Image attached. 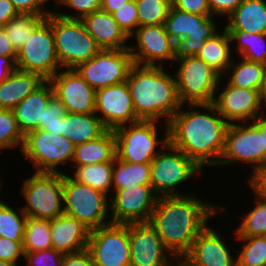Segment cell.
<instances>
[{
    "label": "cell",
    "instance_id": "cell-1",
    "mask_svg": "<svg viewBox=\"0 0 266 266\" xmlns=\"http://www.w3.org/2000/svg\"><path fill=\"white\" fill-rule=\"evenodd\" d=\"M197 195L187 193L159 196L149 220L165 247L176 259L183 258L188 253L210 218L225 213L223 206L219 207L215 202H204Z\"/></svg>",
    "mask_w": 266,
    "mask_h": 266
},
{
    "label": "cell",
    "instance_id": "cell-2",
    "mask_svg": "<svg viewBox=\"0 0 266 266\" xmlns=\"http://www.w3.org/2000/svg\"><path fill=\"white\" fill-rule=\"evenodd\" d=\"M182 107L184 105L168 123L169 143L185 153L201 169L205 166L217 167L225 148L229 123L213 103L187 104L185 109L189 108L188 111Z\"/></svg>",
    "mask_w": 266,
    "mask_h": 266
},
{
    "label": "cell",
    "instance_id": "cell-3",
    "mask_svg": "<svg viewBox=\"0 0 266 266\" xmlns=\"http://www.w3.org/2000/svg\"><path fill=\"white\" fill-rule=\"evenodd\" d=\"M163 66L133 64L128 72V85L136 116L144 121H158L168 125L182 106L174 73Z\"/></svg>",
    "mask_w": 266,
    "mask_h": 266
},
{
    "label": "cell",
    "instance_id": "cell-4",
    "mask_svg": "<svg viewBox=\"0 0 266 266\" xmlns=\"http://www.w3.org/2000/svg\"><path fill=\"white\" fill-rule=\"evenodd\" d=\"M213 16H201L181 11L173 5L163 26L174 42V61L195 56L207 39L218 33Z\"/></svg>",
    "mask_w": 266,
    "mask_h": 266
},
{
    "label": "cell",
    "instance_id": "cell-5",
    "mask_svg": "<svg viewBox=\"0 0 266 266\" xmlns=\"http://www.w3.org/2000/svg\"><path fill=\"white\" fill-rule=\"evenodd\" d=\"M46 20L52 27L55 50L62 69H75L101 50L82 20L63 18L54 11Z\"/></svg>",
    "mask_w": 266,
    "mask_h": 266
},
{
    "label": "cell",
    "instance_id": "cell-6",
    "mask_svg": "<svg viewBox=\"0 0 266 266\" xmlns=\"http://www.w3.org/2000/svg\"><path fill=\"white\" fill-rule=\"evenodd\" d=\"M158 122L141 120L114 130L116 157L128 163H151L169 143L168 125H163L164 136L159 138Z\"/></svg>",
    "mask_w": 266,
    "mask_h": 266
},
{
    "label": "cell",
    "instance_id": "cell-7",
    "mask_svg": "<svg viewBox=\"0 0 266 266\" xmlns=\"http://www.w3.org/2000/svg\"><path fill=\"white\" fill-rule=\"evenodd\" d=\"M21 185L27 217L51 220L64 214L63 173L34 172Z\"/></svg>",
    "mask_w": 266,
    "mask_h": 266
},
{
    "label": "cell",
    "instance_id": "cell-8",
    "mask_svg": "<svg viewBox=\"0 0 266 266\" xmlns=\"http://www.w3.org/2000/svg\"><path fill=\"white\" fill-rule=\"evenodd\" d=\"M63 199L64 213L75 217L90 231L112 223L109 196L74 181L67 172L63 173Z\"/></svg>",
    "mask_w": 266,
    "mask_h": 266
},
{
    "label": "cell",
    "instance_id": "cell-9",
    "mask_svg": "<svg viewBox=\"0 0 266 266\" xmlns=\"http://www.w3.org/2000/svg\"><path fill=\"white\" fill-rule=\"evenodd\" d=\"M74 154L75 145L67 137L43 129L28 132L21 149V155L34 165V172L63 173L59 166L72 164Z\"/></svg>",
    "mask_w": 266,
    "mask_h": 266
},
{
    "label": "cell",
    "instance_id": "cell-10",
    "mask_svg": "<svg viewBox=\"0 0 266 266\" xmlns=\"http://www.w3.org/2000/svg\"><path fill=\"white\" fill-rule=\"evenodd\" d=\"M150 181L158 196L185 195L177 190L203 172L192 159L168 143L150 163Z\"/></svg>",
    "mask_w": 266,
    "mask_h": 266
},
{
    "label": "cell",
    "instance_id": "cell-11",
    "mask_svg": "<svg viewBox=\"0 0 266 266\" xmlns=\"http://www.w3.org/2000/svg\"><path fill=\"white\" fill-rule=\"evenodd\" d=\"M178 63L174 76L181 104L213 103L221 75L196 55Z\"/></svg>",
    "mask_w": 266,
    "mask_h": 266
},
{
    "label": "cell",
    "instance_id": "cell-12",
    "mask_svg": "<svg viewBox=\"0 0 266 266\" xmlns=\"http://www.w3.org/2000/svg\"><path fill=\"white\" fill-rule=\"evenodd\" d=\"M16 69L39 74L50 80L62 70L51 24L45 19L17 52Z\"/></svg>",
    "mask_w": 266,
    "mask_h": 266
},
{
    "label": "cell",
    "instance_id": "cell-13",
    "mask_svg": "<svg viewBox=\"0 0 266 266\" xmlns=\"http://www.w3.org/2000/svg\"><path fill=\"white\" fill-rule=\"evenodd\" d=\"M128 49H103L75 70L95 90L126 82L133 65Z\"/></svg>",
    "mask_w": 266,
    "mask_h": 266
},
{
    "label": "cell",
    "instance_id": "cell-14",
    "mask_svg": "<svg viewBox=\"0 0 266 266\" xmlns=\"http://www.w3.org/2000/svg\"><path fill=\"white\" fill-rule=\"evenodd\" d=\"M241 162L252 165L251 172L264 164L263 134L251 122L228 125L225 148L218 166Z\"/></svg>",
    "mask_w": 266,
    "mask_h": 266
},
{
    "label": "cell",
    "instance_id": "cell-15",
    "mask_svg": "<svg viewBox=\"0 0 266 266\" xmlns=\"http://www.w3.org/2000/svg\"><path fill=\"white\" fill-rule=\"evenodd\" d=\"M87 249L95 266H130L129 224L91 230Z\"/></svg>",
    "mask_w": 266,
    "mask_h": 266
},
{
    "label": "cell",
    "instance_id": "cell-16",
    "mask_svg": "<svg viewBox=\"0 0 266 266\" xmlns=\"http://www.w3.org/2000/svg\"><path fill=\"white\" fill-rule=\"evenodd\" d=\"M110 197V220L116 224L149 222L158 195L151 185L116 190Z\"/></svg>",
    "mask_w": 266,
    "mask_h": 266
},
{
    "label": "cell",
    "instance_id": "cell-17",
    "mask_svg": "<svg viewBox=\"0 0 266 266\" xmlns=\"http://www.w3.org/2000/svg\"><path fill=\"white\" fill-rule=\"evenodd\" d=\"M219 84L226 86L221 92L216 91L213 104L229 124L252 122L264 112L260 90L233 86L223 76Z\"/></svg>",
    "mask_w": 266,
    "mask_h": 266
},
{
    "label": "cell",
    "instance_id": "cell-18",
    "mask_svg": "<svg viewBox=\"0 0 266 266\" xmlns=\"http://www.w3.org/2000/svg\"><path fill=\"white\" fill-rule=\"evenodd\" d=\"M95 114L107 130H116L120 126L141 121L136 116L126 82L96 90Z\"/></svg>",
    "mask_w": 266,
    "mask_h": 266
},
{
    "label": "cell",
    "instance_id": "cell-19",
    "mask_svg": "<svg viewBox=\"0 0 266 266\" xmlns=\"http://www.w3.org/2000/svg\"><path fill=\"white\" fill-rule=\"evenodd\" d=\"M132 37L136 44L129 46V50L134 64L165 67L166 61H174V42L163 24L138 26L131 40Z\"/></svg>",
    "mask_w": 266,
    "mask_h": 266
},
{
    "label": "cell",
    "instance_id": "cell-20",
    "mask_svg": "<svg viewBox=\"0 0 266 266\" xmlns=\"http://www.w3.org/2000/svg\"><path fill=\"white\" fill-rule=\"evenodd\" d=\"M130 266H170L175 257L149 222L129 224Z\"/></svg>",
    "mask_w": 266,
    "mask_h": 266
},
{
    "label": "cell",
    "instance_id": "cell-21",
    "mask_svg": "<svg viewBox=\"0 0 266 266\" xmlns=\"http://www.w3.org/2000/svg\"><path fill=\"white\" fill-rule=\"evenodd\" d=\"M49 81L68 113H95L96 90L75 69H62Z\"/></svg>",
    "mask_w": 266,
    "mask_h": 266
},
{
    "label": "cell",
    "instance_id": "cell-22",
    "mask_svg": "<svg viewBox=\"0 0 266 266\" xmlns=\"http://www.w3.org/2000/svg\"><path fill=\"white\" fill-rule=\"evenodd\" d=\"M214 228L207 225L183 257L190 266H237L236 255L231 254V246Z\"/></svg>",
    "mask_w": 266,
    "mask_h": 266
},
{
    "label": "cell",
    "instance_id": "cell-23",
    "mask_svg": "<svg viewBox=\"0 0 266 266\" xmlns=\"http://www.w3.org/2000/svg\"><path fill=\"white\" fill-rule=\"evenodd\" d=\"M49 222L52 248L56 251L69 254L87 248L90 230L75 217L64 213Z\"/></svg>",
    "mask_w": 266,
    "mask_h": 266
},
{
    "label": "cell",
    "instance_id": "cell-24",
    "mask_svg": "<svg viewBox=\"0 0 266 266\" xmlns=\"http://www.w3.org/2000/svg\"><path fill=\"white\" fill-rule=\"evenodd\" d=\"M53 95L51 82L45 80L13 108L18 127L24 136L32 130L43 129L44 110Z\"/></svg>",
    "mask_w": 266,
    "mask_h": 266
},
{
    "label": "cell",
    "instance_id": "cell-25",
    "mask_svg": "<svg viewBox=\"0 0 266 266\" xmlns=\"http://www.w3.org/2000/svg\"><path fill=\"white\" fill-rule=\"evenodd\" d=\"M88 33L103 49H128L130 38L119 27L113 14L98 10L82 19Z\"/></svg>",
    "mask_w": 266,
    "mask_h": 266
},
{
    "label": "cell",
    "instance_id": "cell-26",
    "mask_svg": "<svg viewBox=\"0 0 266 266\" xmlns=\"http://www.w3.org/2000/svg\"><path fill=\"white\" fill-rule=\"evenodd\" d=\"M227 19V31L266 34V1L243 0Z\"/></svg>",
    "mask_w": 266,
    "mask_h": 266
},
{
    "label": "cell",
    "instance_id": "cell-27",
    "mask_svg": "<svg viewBox=\"0 0 266 266\" xmlns=\"http://www.w3.org/2000/svg\"><path fill=\"white\" fill-rule=\"evenodd\" d=\"M44 81L39 74L15 69L0 83V108L13 110Z\"/></svg>",
    "mask_w": 266,
    "mask_h": 266
},
{
    "label": "cell",
    "instance_id": "cell-28",
    "mask_svg": "<svg viewBox=\"0 0 266 266\" xmlns=\"http://www.w3.org/2000/svg\"><path fill=\"white\" fill-rule=\"evenodd\" d=\"M116 157L114 130H106L100 137L75 146L73 166L113 162Z\"/></svg>",
    "mask_w": 266,
    "mask_h": 266
},
{
    "label": "cell",
    "instance_id": "cell-29",
    "mask_svg": "<svg viewBox=\"0 0 266 266\" xmlns=\"http://www.w3.org/2000/svg\"><path fill=\"white\" fill-rule=\"evenodd\" d=\"M106 127L95 113H66L63 117V136L75 146L100 137Z\"/></svg>",
    "mask_w": 266,
    "mask_h": 266
},
{
    "label": "cell",
    "instance_id": "cell-30",
    "mask_svg": "<svg viewBox=\"0 0 266 266\" xmlns=\"http://www.w3.org/2000/svg\"><path fill=\"white\" fill-rule=\"evenodd\" d=\"M220 31L221 29L212 38L205 41L196 56L223 76L233 59V49H231L233 43H231L230 36L225 28L221 33Z\"/></svg>",
    "mask_w": 266,
    "mask_h": 266
},
{
    "label": "cell",
    "instance_id": "cell-31",
    "mask_svg": "<svg viewBox=\"0 0 266 266\" xmlns=\"http://www.w3.org/2000/svg\"><path fill=\"white\" fill-rule=\"evenodd\" d=\"M240 60H232L223 77L233 86L261 91L266 77V65L244 58Z\"/></svg>",
    "mask_w": 266,
    "mask_h": 266
},
{
    "label": "cell",
    "instance_id": "cell-32",
    "mask_svg": "<svg viewBox=\"0 0 266 266\" xmlns=\"http://www.w3.org/2000/svg\"><path fill=\"white\" fill-rule=\"evenodd\" d=\"M150 175V163H128L115 157L112 170V191L135 185H151Z\"/></svg>",
    "mask_w": 266,
    "mask_h": 266
},
{
    "label": "cell",
    "instance_id": "cell-33",
    "mask_svg": "<svg viewBox=\"0 0 266 266\" xmlns=\"http://www.w3.org/2000/svg\"><path fill=\"white\" fill-rule=\"evenodd\" d=\"M75 171L70 177L81 184H86L106 195H112L113 162L73 166Z\"/></svg>",
    "mask_w": 266,
    "mask_h": 266
},
{
    "label": "cell",
    "instance_id": "cell-34",
    "mask_svg": "<svg viewBox=\"0 0 266 266\" xmlns=\"http://www.w3.org/2000/svg\"><path fill=\"white\" fill-rule=\"evenodd\" d=\"M231 43L235 45V54H240L241 58L252 62H258L266 65V34L249 33L244 31H227Z\"/></svg>",
    "mask_w": 266,
    "mask_h": 266
},
{
    "label": "cell",
    "instance_id": "cell-35",
    "mask_svg": "<svg viewBox=\"0 0 266 266\" xmlns=\"http://www.w3.org/2000/svg\"><path fill=\"white\" fill-rule=\"evenodd\" d=\"M46 19L35 14H18L6 23L5 31L16 52L25 44L32 32Z\"/></svg>",
    "mask_w": 266,
    "mask_h": 266
},
{
    "label": "cell",
    "instance_id": "cell-36",
    "mask_svg": "<svg viewBox=\"0 0 266 266\" xmlns=\"http://www.w3.org/2000/svg\"><path fill=\"white\" fill-rule=\"evenodd\" d=\"M51 248L52 239L49 220L27 217L23 251L38 252Z\"/></svg>",
    "mask_w": 266,
    "mask_h": 266
},
{
    "label": "cell",
    "instance_id": "cell-37",
    "mask_svg": "<svg viewBox=\"0 0 266 266\" xmlns=\"http://www.w3.org/2000/svg\"><path fill=\"white\" fill-rule=\"evenodd\" d=\"M255 197V205L247 213H244L240 225L235 228L234 237H254L266 236V199L257 195Z\"/></svg>",
    "mask_w": 266,
    "mask_h": 266
},
{
    "label": "cell",
    "instance_id": "cell-38",
    "mask_svg": "<svg viewBox=\"0 0 266 266\" xmlns=\"http://www.w3.org/2000/svg\"><path fill=\"white\" fill-rule=\"evenodd\" d=\"M13 208L4 201H0V237L23 241L27 215L22 208H18V213Z\"/></svg>",
    "mask_w": 266,
    "mask_h": 266
},
{
    "label": "cell",
    "instance_id": "cell-39",
    "mask_svg": "<svg viewBox=\"0 0 266 266\" xmlns=\"http://www.w3.org/2000/svg\"><path fill=\"white\" fill-rule=\"evenodd\" d=\"M235 238L244 243L236 255L237 266H266V236Z\"/></svg>",
    "mask_w": 266,
    "mask_h": 266
},
{
    "label": "cell",
    "instance_id": "cell-40",
    "mask_svg": "<svg viewBox=\"0 0 266 266\" xmlns=\"http://www.w3.org/2000/svg\"><path fill=\"white\" fill-rule=\"evenodd\" d=\"M139 26L162 25L172 7V0H136Z\"/></svg>",
    "mask_w": 266,
    "mask_h": 266
},
{
    "label": "cell",
    "instance_id": "cell-41",
    "mask_svg": "<svg viewBox=\"0 0 266 266\" xmlns=\"http://www.w3.org/2000/svg\"><path fill=\"white\" fill-rule=\"evenodd\" d=\"M23 144L24 135L18 127L13 110L0 108V150L19 147L21 152Z\"/></svg>",
    "mask_w": 266,
    "mask_h": 266
},
{
    "label": "cell",
    "instance_id": "cell-42",
    "mask_svg": "<svg viewBox=\"0 0 266 266\" xmlns=\"http://www.w3.org/2000/svg\"><path fill=\"white\" fill-rule=\"evenodd\" d=\"M67 111L56 95H53L44 110L43 130L63 136V117Z\"/></svg>",
    "mask_w": 266,
    "mask_h": 266
},
{
    "label": "cell",
    "instance_id": "cell-43",
    "mask_svg": "<svg viewBox=\"0 0 266 266\" xmlns=\"http://www.w3.org/2000/svg\"><path fill=\"white\" fill-rule=\"evenodd\" d=\"M62 5L76 10L75 15H72V13H61V11L58 12L57 10L54 11L57 15L67 19L82 20L85 16L101 10V0H55V7H61Z\"/></svg>",
    "mask_w": 266,
    "mask_h": 266
},
{
    "label": "cell",
    "instance_id": "cell-44",
    "mask_svg": "<svg viewBox=\"0 0 266 266\" xmlns=\"http://www.w3.org/2000/svg\"><path fill=\"white\" fill-rule=\"evenodd\" d=\"M113 17L119 27L130 38L139 26L136 0H130L123 4V6L113 13Z\"/></svg>",
    "mask_w": 266,
    "mask_h": 266
},
{
    "label": "cell",
    "instance_id": "cell-45",
    "mask_svg": "<svg viewBox=\"0 0 266 266\" xmlns=\"http://www.w3.org/2000/svg\"><path fill=\"white\" fill-rule=\"evenodd\" d=\"M64 254L54 248L44 249L38 252H24L26 266H62Z\"/></svg>",
    "mask_w": 266,
    "mask_h": 266
},
{
    "label": "cell",
    "instance_id": "cell-46",
    "mask_svg": "<svg viewBox=\"0 0 266 266\" xmlns=\"http://www.w3.org/2000/svg\"><path fill=\"white\" fill-rule=\"evenodd\" d=\"M18 14H35L47 17L53 11L45 10V3L50 0H10ZM53 1V0H51Z\"/></svg>",
    "mask_w": 266,
    "mask_h": 266
},
{
    "label": "cell",
    "instance_id": "cell-47",
    "mask_svg": "<svg viewBox=\"0 0 266 266\" xmlns=\"http://www.w3.org/2000/svg\"><path fill=\"white\" fill-rule=\"evenodd\" d=\"M24 257L23 241L0 237V260L18 263Z\"/></svg>",
    "mask_w": 266,
    "mask_h": 266
},
{
    "label": "cell",
    "instance_id": "cell-48",
    "mask_svg": "<svg viewBox=\"0 0 266 266\" xmlns=\"http://www.w3.org/2000/svg\"><path fill=\"white\" fill-rule=\"evenodd\" d=\"M172 5L184 12L212 16L208 0H172Z\"/></svg>",
    "mask_w": 266,
    "mask_h": 266
},
{
    "label": "cell",
    "instance_id": "cell-49",
    "mask_svg": "<svg viewBox=\"0 0 266 266\" xmlns=\"http://www.w3.org/2000/svg\"><path fill=\"white\" fill-rule=\"evenodd\" d=\"M247 185L251 188L254 195L266 199V163L250 172Z\"/></svg>",
    "mask_w": 266,
    "mask_h": 266
},
{
    "label": "cell",
    "instance_id": "cell-50",
    "mask_svg": "<svg viewBox=\"0 0 266 266\" xmlns=\"http://www.w3.org/2000/svg\"><path fill=\"white\" fill-rule=\"evenodd\" d=\"M243 0H208L212 16L228 17Z\"/></svg>",
    "mask_w": 266,
    "mask_h": 266
},
{
    "label": "cell",
    "instance_id": "cell-51",
    "mask_svg": "<svg viewBox=\"0 0 266 266\" xmlns=\"http://www.w3.org/2000/svg\"><path fill=\"white\" fill-rule=\"evenodd\" d=\"M62 266H95L89 250L86 248L75 253L64 254Z\"/></svg>",
    "mask_w": 266,
    "mask_h": 266
},
{
    "label": "cell",
    "instance_id": "cell-52",
    "mask_svg": "<svg viewBox=\"0 0 266 266\" xmlns=\"http://www.w3.org/2000/svg\"><path fill=\"white\" fill-rule=\"evenodd\" d=\"M0 55L11 57L15 62L17 60V52L11 45L4 27L0 26Z\"/></svg>",
    "mask_w": 266,
    "mask_h": 266
},
{
    "label": "cell",
    "instance_id": "cell-53",
    "mask_svg": "<svg viewBox=\"0 0 266 266\" xmlns=\"http://www.w3.org/2000/svg\"><path fill=\"white\" fill-rule=\"evenodd\" d=\"M18 12L15 10L10 0H0V26L3 27L13 17H16Z\"/></svg>",
    "mask_w": 266,
    "mask_h": 266
},
{
    "label": "cell",
    "instance_id": "cell-54",
    "mask_svg": "<svg viewBox=\"0 0 266 266\" xmlns=\"http://www.w3.org/2000/svg\"><path fill=\"white\" fill-rule=\"evenodd\" d=\"M15 69L16 62L11 57L0 55V83L6 80Z\"/></svg>",
    "mask_w": 266,
    "mask_h": 266
},
{
    "label": "cell",
    "instance_id": "cell-55",
    "mask_svg": "<svg viewBox=\"0 0 266 266\" xmlns=\"http://www.w3.org/2000/svg\"><path fill=\"white\" fill-rule=\"evenodd\" d=\"M266 113L259 114L251 123L263 134L264 164L266 163Z\"/></svg>",
    "mask_w": 266,
    "mask_h": 266
},
{
    "label": "cell",
    "instance_id": "cell-56",
    "mask_svg": "<svg viewBox=\"0 0 266 266\" xmlns=\"http://www.w3.org/2000/svg\"><path fill=\"white\" fill-rule=\"evenodd\" d=\"M130 0H101V10L113 14Z\"/></svg>",
    "mask_w": 266,
    "mask_h": 266
},
{
    "label": "cell",
    "instance_id": "cell-57",
    "mask_svg": "<svg viewBox=\"0 0 266 266\" xmlns=\"http://www.w3.org/2000/svg\"><path fill=\"white\" fill-rule=\"evenodd\" d=\"M261 100H262V105L263 108H266V77H265V81L261 90Z\"/></svg>",
    "mask_w": 266,
    "mask_h": 266
},
{
    "label": "cell",
    "instance_id": "cell-58",
    "mask_svg": "<svg viewBox=\"0 0 266 266\" xmlns=\"http://www.w3.org/2000/svg\"><path fill=\"white\" fill-rule=\"evenodd\" d=\"M170 266H190L183 258L175 259Z\"/></svg>",
    "mask_w": 266,
    "mask_h": 266
},
{
    "label": "cell",
    "instance_id": "cell-59",
    "mask_svg": "<svg viewBox=\"0 0 266 266\" xmlns=\"http://www.w3.org/2000/svg\"><path fill=\"white\" fill-rule=\"evenodd\" d=\"M0 266H19V263H13L10 261L0 260Z\"/></svg>",
    "mask_w": 266,
    "mask_h": 266
},
{
    "label": "cell",
    "instance_id": "cell-60",
    "mask_svg": "<svg viewBox=\"0 0 266 266\" xmlns=\"http://www.w3.org/2000/svg\"><path fill=\"white\" fill-rule=\"evenodd\" d=\"M1 179H2V178L0 177V189H1V185H2V181H1Z\"/></svg>",
    "mask_w": 266,
    "mask_h": 266
}]
</instances>
